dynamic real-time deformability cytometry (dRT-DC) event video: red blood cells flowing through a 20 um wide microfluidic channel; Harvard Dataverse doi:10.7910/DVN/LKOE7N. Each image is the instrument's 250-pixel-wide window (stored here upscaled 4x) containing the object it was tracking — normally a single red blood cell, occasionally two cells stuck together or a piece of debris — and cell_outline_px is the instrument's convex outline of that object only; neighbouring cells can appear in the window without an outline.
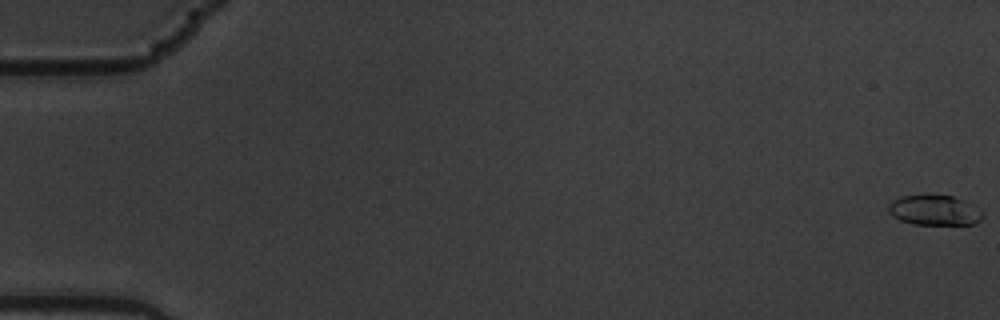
{"species": "common noctule bat (a hibernating species)", "species_latin": "Nyctalus noctula", "temperature_condition": "warm", "stored_images_in_passage": 20, "segment_of_instrument_passage": [1, 2], "camera_frame_rate_fps": 3000, "um_per_image_px": 0.085, "animal": {"sex": "male", "body_mass_g": 19.5, "forearm_length_mm": 54.6}, "frame": {"image": 1, "passage_image": 1, "time_ms": 0.0, "image_size_px": [1000, 320], "cell_outline_px": [[984, 216], [980, 220], [972, 224], [912, 224], [900, 220], [892, 216], [888, 212], [888, 204], [892, 200], [900, 196], [924, 192], [952, 196], [964, 200], [984, 212]], "centroid_in_image_um": [79.38, 17.82], "position_along_channel_um": 5.6, "area_um2": 17.17}}
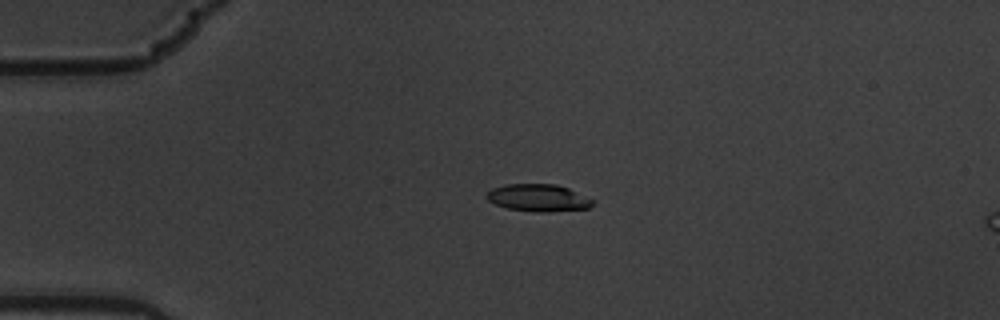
{"frame": {"image": 2, "passage_image": 15, "time_ms": 4.667, "image_size_px": [1000, 320], "cell_outline_px": [[596, 200], [588, 208], [548, 212], [532, 212], [504, 208], [488, 200], [484, 196], [492, 188], [504, 184], [556, 184], [568, 188]], "centroid_in_image_um": [45.74, 16.82], "position_along_channel_um": 39.3, "area_um2": 17.05}}